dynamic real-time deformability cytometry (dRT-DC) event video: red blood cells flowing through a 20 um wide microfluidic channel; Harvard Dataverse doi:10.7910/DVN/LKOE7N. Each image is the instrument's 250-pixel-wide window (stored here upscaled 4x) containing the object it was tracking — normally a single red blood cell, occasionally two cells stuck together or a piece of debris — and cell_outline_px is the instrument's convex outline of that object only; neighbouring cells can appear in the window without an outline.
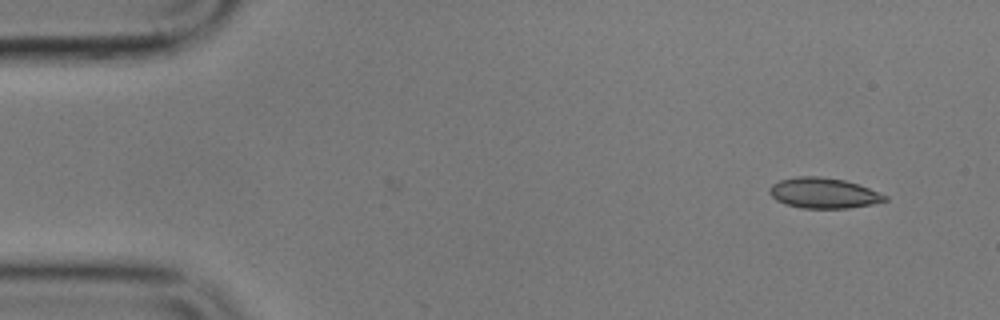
{"species": "common noctule bat (a hibernating species)", "species_latin": "Nyctalus noctula", "temperature_condition": "cold", "stored_images_in_passage": 4, "camera_frame_rate_fps": 3000, "um_per_image_px": 0.085, "animal": {"sex": "male", "body_mass_g": 17.9}, "frame": {"image": 1, "passage_image": 4, "time_ms": 3.667, "image_size_px": [1000, 320], "cell_outline_px": [[888, 200], [872, 204], [848, 208], [800, 208], [784, 204], [776, 200], [768, 192], [768, 188], [772, 184], [780, 180], [796, 176], [820, 176], [844, 180], [868, 188], [888, 196]], "centroid_in_image_um": [69.96, 16.41], "position_along_channel_um": 15.0, "area_um2": 20.52}}